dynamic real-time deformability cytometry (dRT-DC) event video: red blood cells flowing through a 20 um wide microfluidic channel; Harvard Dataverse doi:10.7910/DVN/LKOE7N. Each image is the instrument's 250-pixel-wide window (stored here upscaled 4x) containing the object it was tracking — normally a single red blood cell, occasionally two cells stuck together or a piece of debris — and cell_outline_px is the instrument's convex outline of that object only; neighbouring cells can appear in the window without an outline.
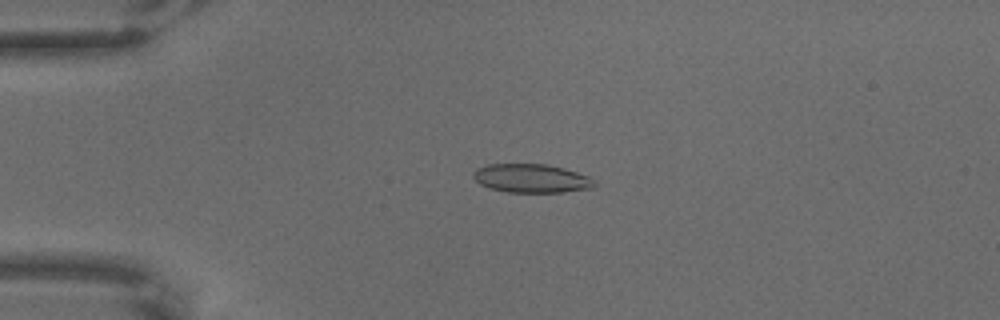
{"species": "common noctule bat (a hibernating species)", "species_latin": "Nyctalus noctula", "temperature_condition": "warm", "stored_images_in_passage": 65, "camera_frame_rate_fps": 3000, "um_per_image_px": 0.085, "animal": {"sex": "male", "body_mass_g": 18.8}, "frame": {"image": 1, "passage_image": 16, "time_ms": 5.0, "image_size_px": [1000, 320], "cell_outline_px": [[596, 184], [592, 188], [564, 192], [508, 192], [488, 188], [480, 184], [472, 176], [472, 172], [476, 168], [488, 164], [548, 164], [564, 168], [588, 176], [596, 180]], "centroid_in_image_um": [45.16, 15.16], "position_along_channel_um": 39.8, "area_um2": 20.4}}
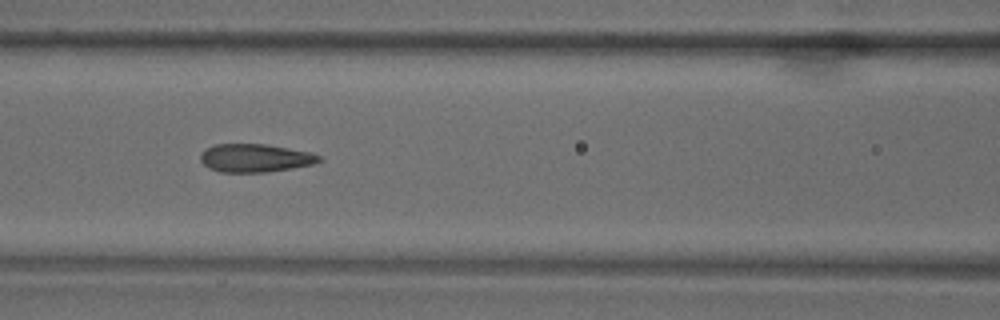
{"frame": {"image": 2, "passage_image": 29, "time_ms": 9.333, "image_size_px": [1000, 320], "cell_outline_px": [[324, 160], [312, 164], [268, 172], [220, 172], [208, 168], [200, 160], [200, 152], [216, 144], [264, 144], [288, 148], [308, 152], [320, 156]], "centroid_in_image_um": [21.66, 13.43], "position_along_channel_um": 144.9, "area_um2": 19.36}}
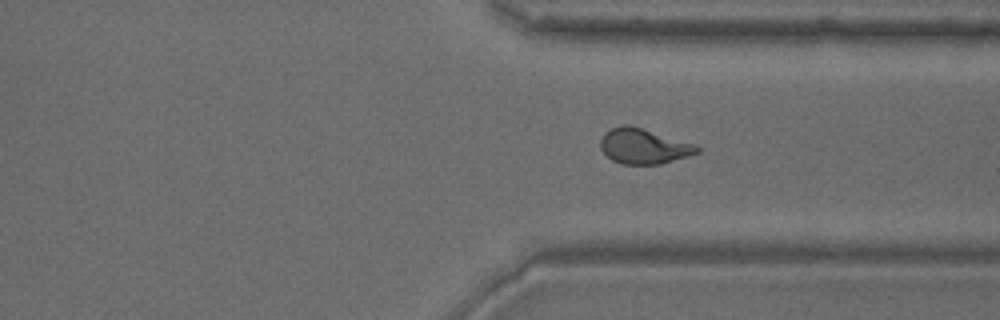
{"frame": {"image": 3, "passage_image": 49, "time_ms": 16.0, "image_size_px": [1000, 320], "cell_outline_px": [[700, 152], [660, 164], [624, 164], [612, 160], [600, 148], [600, 140], [604, 132], [612, 128], [624, 124], [628, 124], [696, 144], [700, 148]], "centroid_in_image_um": [54.71, 12.42], "position_along_channel_um": 356.7, "area_um2": 19.71}}